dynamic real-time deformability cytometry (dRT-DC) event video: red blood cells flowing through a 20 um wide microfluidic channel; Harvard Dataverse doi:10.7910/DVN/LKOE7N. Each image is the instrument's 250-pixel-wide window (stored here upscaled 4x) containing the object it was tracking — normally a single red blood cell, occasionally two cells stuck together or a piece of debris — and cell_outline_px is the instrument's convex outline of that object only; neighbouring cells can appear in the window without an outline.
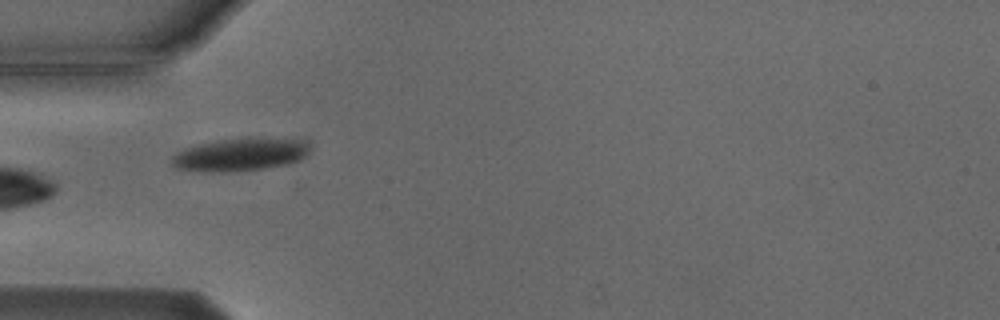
{"species": "Egyptian fruit bat (a non-hibernating species)", "species_latin": "Rousettus aegyptiacus", "temperature_condition": "cold", "stored_images_in_passage": 5, "camera_frame_rate_fps": 3000, "um_per_image_px": 0.085, "animal": {"sex": "male"}, "frame": {"image": 1, "passage_image": 4, "time_ms": 3.667, "image_size_px": [1000, 320], "cell_outline_px": [[308, 148], [304, 156], [288, 164], [264, 168], [236, 172], [204, 172], [176, 168], [172, 164], [172, 156], [176, 152], [184, 148], [200, 144], [220, 140], [248, 136], [260, 136], [300, 140]], "centroid_in_image_um": [20.35, 13.13], "position_along_channel_um": 64.6, "area_um2": 26.59}}
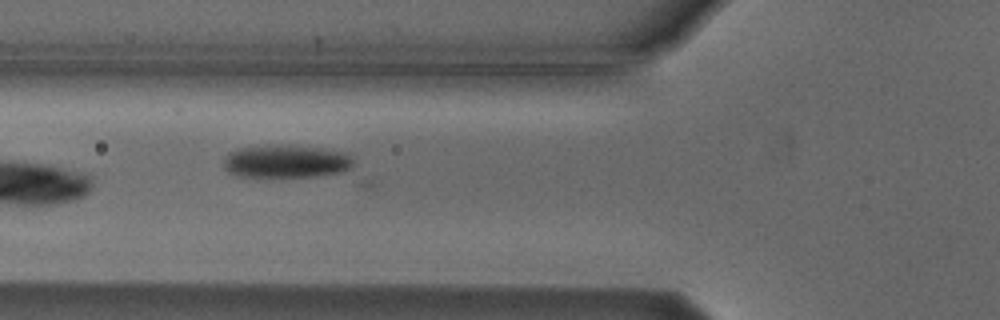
{"frame": {"image": 2, "passage_image": 5, "time_ms": 4.667, "image_size_px": [1000, 320], "cell_outline_px": [[352, 164], [348, 168], [340, 172], [308, 176], [236, 176], [228, 172], [224, 168], [224, 156], [228, 152], [240, 148], [276, 144], [288, 144], [324, 148], [348, 152], [352, 156]], "centroid_in_image_um": [24.29, 13.68], "position_along_channel_um": 101.5, "area_um2": 25.03}}